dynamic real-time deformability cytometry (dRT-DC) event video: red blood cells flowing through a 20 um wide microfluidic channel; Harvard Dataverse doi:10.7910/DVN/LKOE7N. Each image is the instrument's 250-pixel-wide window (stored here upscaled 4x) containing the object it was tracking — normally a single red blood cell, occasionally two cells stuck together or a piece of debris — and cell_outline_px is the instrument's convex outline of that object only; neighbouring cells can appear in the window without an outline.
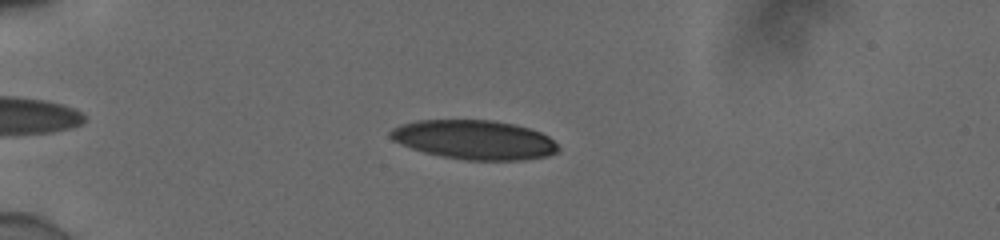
{"species": "human", "species_latin": "Homo sapiens", "temperature_condition": "cold", "stored_images_in_passage": 48, "camera_frame_rate_fps": 3000, "um_per_image_px": 0.085, "donor": {"sex": "male"}, "frame": {"image": 1, "passage_image": 9, "time_ms": 2.667, "image_size_px": [1000, 240], "cell_outline_px": [[560, 148], [556, 152], [548, 156], [524, 160], [468, 160], [444, 156], [424, 152], [400, 144], [392, 140], [388, 136], [388, 132], [392, 128], [400, 124], [416, 120], [492, 120], [512, 124], [528, 128], [540, 132], [548, 136]], "centroid_in_image_um": [40.29, 11.87], "position_along_channel_um": 44.7, "area_um2": 38.32}}
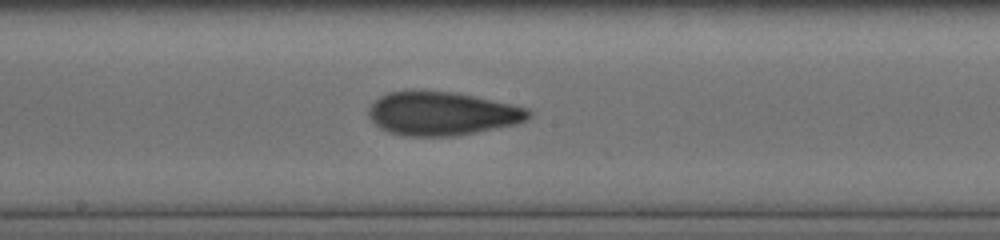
{"frame": {"image": 2, "passage_image": 25, "time_ms": 8.0, "image_size_px": [1000, 240], "cell_outline_px": [[532, 116], [516, 124], [456, 136], [404, 136], [388, 132], [380, 128], [368, 116], [368, 108], [380, 96], [388, 92], [452, 92], [512, 104], [528, 108], [532, 112]], "centroid_in_image_um": [37.58, 9.68], "position_along_channel_um": 210.6, "area_um2": 40.17}}
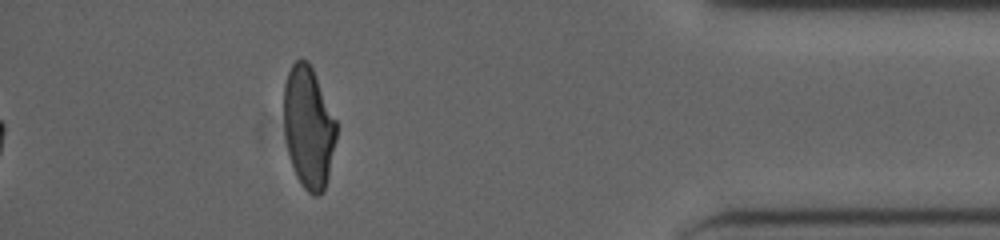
{"frame": {"image": 3, "passage_image": 43, "time_ms": 14.0, "image_size_px": [1000, 240], "cell_outline_px": [[336, 140], [328, 176], [324, 192], [316, 196], [312, 196], [304, 188], [296, 176], [288, 152], [284, 132], [284, 84], [288, 72], [292, 64], [296, 60], [308, 60], [312, 68], [336, 120]], "centroid_in_image_um": [26.22, 10.84], "position_along_channel_um": 409.0, "area_um2": 37.17}, "authors_computed_cell_mechanics": {"area_um2": 39.0439, "velocity_mm_per_s": 3.9164, "shape_relaxation_time_tau1_ms": 5.6631, "shape_relaxation_time_tau2_ms": 1.9972, "deformation_change_tau1": 0.1954, "deformation_change_tau2": 0.0845}}